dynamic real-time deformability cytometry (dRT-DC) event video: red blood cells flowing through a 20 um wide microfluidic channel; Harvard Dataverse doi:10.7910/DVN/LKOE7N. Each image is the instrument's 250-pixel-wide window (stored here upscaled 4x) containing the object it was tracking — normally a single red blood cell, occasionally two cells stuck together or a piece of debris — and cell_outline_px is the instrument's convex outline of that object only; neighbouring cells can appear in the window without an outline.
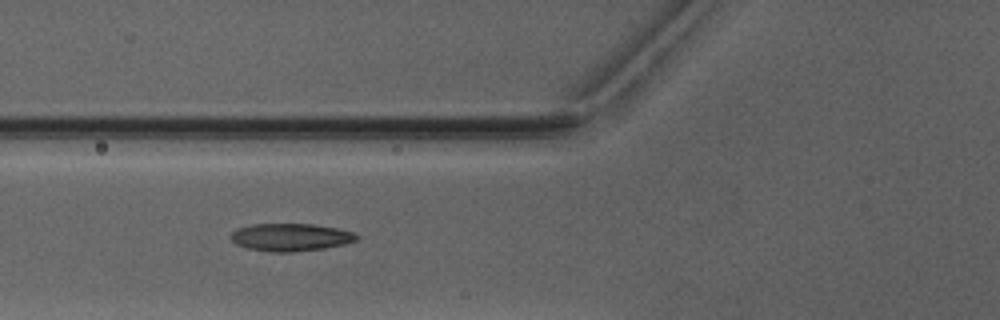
{"species": "Egyptian fruit bat (a non-hibernating species)", "species_latin": "Rousettus aegyptiacus", "temperature_condition": "warm", "stored_images_in_passage": 6, "camera_frame_rate_fps": 3000, "um_per_image_px": 0.085, "animal": {"sex": "male"}, "frame": {"image": 1, "passage_image": 6, "time_ms": 6.667, "image_size_px": [1000, 320], "cell_outline_px": [[360, 236], [356, 240], [344, 244], [324, 248], [292, 252], [272, 252], [248, 248], [236, 244], [232, 240], [232, 232], [236, 228], [252, 224], [312, 224], [336, 228], [352, 232]], "centroid_in_image_um": [24.69, 20.16], "position_along_channel_um": 101.1, "area_um2": 20.11}}